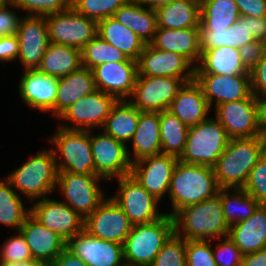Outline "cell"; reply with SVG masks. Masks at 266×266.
<instances>
[{
  "label": "cell",
  "mask_w": 266,
  "mask_h": 266,
  "mask_svg": "<svg viewBox=\"0 0 266 266\" xmlns=\"http://www.w3.org/2000/svg\"><path fill=\"white\" fill-rule=\"evenodd\" d=\"M174 233L185 240L212 241L228 236L230 226L216 196L178 210L173 216Z\"/></svg>",
  "instance_id": "1"
},
{
  "label": "cell",
  "mask_w": 266,
  "mask_h": 266,
  "mask_svg": "<svg viewBox=\"0 0 266 266\" xmlns=\"http://www.w3.org/2000/svg\"><path fill=\"white\" fill-rule=\"evenodd\" d=\"M220 187L214 169L207 165H197L177 161L168 191L173 216L178 210L197 204L218 194Z\"/></svg>",
  "instance_id": "2"
},
{
  "label": "cell",
  "mask_w": 266,
  "mask_h": 266,
  "mask_svg": "<svg viewBox=\"0 0 266 266\" xmlns=\"http://www.w3.org/2000/svg\"><path fill=\"white\" fill-rule=\"evenodd\" d=\"M265 152L262 136L232 138L213 166L220 188H243L249 173Z\"/></svg>",
  "instance_id": "3"
},
{
  "label": "cell",
  "mask_w": 266,
  "mask_h": 266,
  "mask_svg": "<svg viewBox=\"0 0 266 266\" xmlns=\"http://www.w3.org/2000/svg\"><path fill=\"white\" fill-rule=\"evenodd\" d=\"M173 233V217L167 213L154 222L133 225L123 244L125 265L150 266Z\"/></svg>",
  "instance_id": "4"
},
{
  "label": "cell",
  "mask_w": 266,
  "mask_h": 266,
  "mask_svg": "<svg viewBox=\"0 0 266 266\" xmlns=\"http://www.w3.org/2000/svg\"><path fill=\"white\" fill-rule=\"evenodd\" d=\"M56 157L53 149L43 150L13 171L6 179L30 200L46 197L57 187Z\"/></svg>",
  "instance_id": "5"
},
{
  "label": "cell",
  "mask_w": 266,
  "mask_h": 266,
  "mask_svg": "<svg viewBox=\"0 0 266 266\" xmlns=\"http://www.w3.org/2000/svg\"><path fill=\"white\" fill-rule=\"evenodd\" d=\"M229 140L220 122L216 118H207L189 127L185 148L178 160L213 167Z\"/></svg>",
  "instance_id": "6"
},
{
  "label": "cell",
  "mask_w": 266,
  "mask_h": 266,
  "mask_svg": "<svg viewBox=\"0 0 266 266\" xmlns=\"http://www.w3.org/2000/svg\"><path fill=\"white\" fill-rule=\"evenodd\" d=\"M49 139L56 149L53 152L58 172L96 175L94 174L90 130H69L58 127L56 134ZM57 154L61 155L63 163L57 162Z\"/></svg>",
  "instance_id": "7"
},
{
  "label": "cell",
  "mask_w": 266,
  "mask_h": 266,
  "mask_svg": "<svg viewBox=\"0 0 266 266\" xmlns=\"http://www.w3.org/2000/svg\"><path fill=\"white\" fill-rule=\"evenodd\" d=\"M215 109L216 119L230 139L263 135V104L253 94L247 99L220 104Z\"/></svg>",
  "instance_id": "8"
},
{
  "label": "cell",
  "mask_w": 266,
  "mask_h": 266,
  "mask_svg": "<svg viewBox=\"0 0 266 266\" xmlns=\"http://www.w3.org/2000/svg\"><path fill=\"white\" fill-rule=\"evenodd\" d=\"M50 43L82 50L97 35V22L79 14L72 6L45 16Z\"/></svg>",
  "instance_id": "9"
},
{
  "label": "cell",
  "mask_w": 266,
  "mask_h": 266,
  "mask_svg": "<svg viewBox=\"0 0 266 266\" xmlns=\"http://www.w3.org/2000/svg\"><path fill=\"white\" fill-rule=\"evenodd\" d=\"M98 175H79L71 172H58L57 187L60 189L66 203L83 219L91 215L105 200L104 193L97 184ZM66 201V202H65Z\"/></svg>",
  "instance_id": "10"
},
{
  "label": "cell",
  "mask_w": 266,
  "mask_h": 266,
  "mask_svg": "<svg viewBox=\"0 0 266 266\" xmlns=\"http://www.w3.org/2000/svg\"><path fill=\"white\" fill-rule=\"evenodd\" d=\"M185 83L176 77L137 76L128 101L141 112L168 110Z\"/></svg>",
  "instance_id": "11"
},
{
  "label": "cell",
  "mask_w": 266,
  "mask_h": 266,
  "mask_svg": "<svg viewBox=\"0 0 266 266\" xmlns=\"http://www.w3.org/2000/svg\"><path fill=\"white\" fill-rule=\"evenodd\" d=\"M119 191L110 197L125 213L133 225L146 224L162 218L166 213L157 210L159 202L130 174L117 178Z\"/></svg>",
  "instance_id": "12"
},
{
  "label": "cell",
  "mask_w": 266,
  "mask_h": 266,
  "mask_svg": "<svg viewBox=\"0 0 266 266\" xmlns=\"http://www.w3.org/2000/svg\"><path fill=\"white\" fill-rule=\"evenodd\" d=\"M90 143L94 160V174L109 181L130 175L131 157L127 146L106 134L93 135L90 130Z\"/></svg>",
  "instance_id": "13"
},
{
  "label": "cell",
  "mask_w": 266,
  "mask_h": 266,
  "mask_svg": "<svg viewBox=\"0 0 266 266\" xmlns=\"http://www.w3.org/2000/svg\"><path fill=\"white\" fill-rule=\"evenodd\" d=\"M117 102L114 96L100 90L86 95L70 105L58 118L74 123L73 126L62 125L60 128L69 130H91L94 127H103L106 118ZM76 124V125H75Z\"/></svg>",
  "instance_id": "14"
},
{
  "label": "cell",
  "mask_w": 266,
  "mask_h": 266,
  "mask_svg": "<svg viewBox=\"0 0 266 266\" xmlns=\"http://www.w3.org/2000/svg\"><path fill=\"white\" fill-rule=\"evenodd\" d=\"M133 224L124 211L111 199H106L84 219V230L98 239L124 244Z\"/></svg>",
  "instance_id": "15"
},
{
  "label": "cell",
  "mask_w": 266,
  "mask_h": 266,
  "mask_svg": "<svg viewBox=\"0 0 266 266\" xmlns=\"http://www.w3.org/2000/svg\"><path fill=\"white\" fill-rule=\"evenodd\" d=\"M30 214L50 231L68 242L84 230V219L66 203L44 197L36 200Z\"/></svg>",
  "instance_id": "16"
},
{
  "label": "cell",
  "mask_w": 266,
  "mask_h": 266,
  "mask_svg": "<svg viewBox=\"0 0 266 266\" xmlns=\"http://www.w3.org/2000/svg\"><path fill=\"white\" fill-rule=\"evenodd\" d=\"M138 76L176 77L194 80L195 67L182 55L146 44L137 61Z\"/></svg>",
  "instance_id": "17"
},
{
  "label": "cell",
  "mask_w": 266,
  "mask_h": 266,
  "mask_svg": "<svg viewBox=\"0 0 266 266\" xmlns=\"http://www.w3.org/2000/svg\"><path fill=\"white\" fill-rule=\"evenodd\" d=\"M18 58L27 69H37L50 43L45 16L26 15L21 18L16 34Z\"/></svg>",
  "instance_id": "18"
},
{
  "label": "cell",
  "mask_w": 266,
  "mask_h": 266,
  "mask_svg": "<svg viewBox=\"0 0 266 266\" xmlns=\"http://www.w3.org/2000/svg\"><path fill=\"white\" fill-rule=\"evenodd\" d=\"M177 161L178 158L163 153L148 156L132 163L130 174L160 201L169 191L172 172Z\"/></svg>",
  "instance_id": "19"
},
{
  "label": "cell",
  "mask_w": 266,
  "mask_h": 266,
  "mask_svg": "<svg viewBox=\"0 0 266 266\" xmlns=\"http://www.w3.org/2000/svg\"><path fill=\"white\" fill-rule=\"evenodd\" d=\"M66 247L88 266H126L122 244L98 239L85 230L73 236Z\"/></svg>",
  "instance_id": "20"
},
{
  "label": "cell",
  "mask_w": 266,
  "mask_h": 266,
  "mask_svg": "<svg viewBox=\"0 0 266 266\" xmlns=\"http://www.w3.org/2000/svg\"><path fill=\"white\" fill-rule=\"evenodd\" d=\"M195 81L202 88L210 108L247 99L252 95L250 75L195 74Z\"/></svg>",
  "instance_id": "21"
},
{
  "label": "cell",
  "mask_w": 266,
  "mask_h": 266,
  "mask_svg": "<svg viewBox=\"0 0 266 266\" xmlns=\"http://www.w3.org/2000/svg\"><path fill=\"white\" fill-rule=\"evenodd\" d=\"M95 86L117 100L130 99L138 76V63L127 59L125 62L104 63L93 70Z\"/></svg>",
  "instance_id": "22"
},
{
  "label": "cell",
  "mask_w": 266,
  "mask_h": 266,
  "mask_svg": "<svg viewBox=\"0 0 266 266\" xmlns=\"http://www.w3.org/2000/svg\"><path fill=\"white\" fill-rule=\"evenodd\" d=\"M58 77L45 74L38 69H27L19 83V93L30 107L43 112H52L55 117Z\"/></svg>",
  "instance_id": "23"
},
{
  "label": "cell",
  "mask_w": 266,
  "mask_h": 266,
  "mask_svg": "<svg viewBox=\"0 0 266 266\" xmlns=\"http://www.w3.org/2000/svg\"><path fill=\"white\" fill-rule=\"evenodd\" d=\"M19 232L30 248L34 261L51 263L66 248L67 242L29 214Z\"/></svg>",
  "instance_id": "24"
},
{
  "label": "cell",
  "mask_w": 266,
  "mask_h": 266,
  "mask_svg": "<svg viewBox=\"0 0 266 266\" xmlns=\"http://www.w3.org/2000/svg\"><path fill=\"white\" fill-rule=\"evenodd\" d=\"M210 109L202 88L194 79L184 84L171 102L168 111L184 125L192 127L206 120Z\"/></svg>",
  "instance_id": "25"
},
{
  "label": "cell",
  "mask_w": 266,
  "mask_h": 266,
  "mask_svg": "<svg viewBox=\"0 0 266 266\" xmlns=\"http://www.w3.org/2000/svg\"><path fill=\"white\" fill-rule=\"evenodd\" d=\"M151 44L160 50L184 56L196 66L201 58L199 28L168 29L157 27Z\"/></svg>",
  "instance_id": "26"
},
{
  "label": "cell",
  "mask_w": 266,
  "mask_h": 266,
  "mask_svg": "<svg viewBox=\"0 0 266 266\" xmlns=\"http://www.w3.org/2000/svg\"><path fill=\"white\" fill-rule=\"evenodd\" d=\"M228 237L243 255L266 247V205L260 204L247 219L229 228Z\"/></svg>",
  "instance_id": "27"
},
{
  "label": "cell",
  "mask_w": 266,
  "mask_h": 266,
  "mask_svg": "<svg viewBox=\"0 0 266 266\" xmlns=\"http://www.w3.org/2000/svg\"><path fill=\"white\" fill-rule=\"evenodd\" d=\"M96 89L93 71L81 67L75 72L58 78L55 117H59L67 108L93 93Z\"/></svg>",
  "instance_id": "28"
},
{
  "label": "cell",
  "mask_w": 266,
  "mask_h": 266,
  "mask_svg": "<svg viewBox=\"0 0 266 266\" xmlns=\"http://www.w3.org/2000/svg\"><path fill=\"white\" fill-rule=\"evenodd\" d=\"M195 74L250 75L239 49L222 46L205 51L195 66Z\"/></svg>",
  "instance_id": "29"
},
{
  "label": "cell",
  "mask_w": 266,
  "mask_h": 266,
  "mask_svg": "<svg viewBox=\"0 0 266 266\" xmlns=\"http://www.w3.org/2000/svg\"><path fill=\"white\" fill-rule=\"evenodd\" d=\"M134 163L161 153L160 112H141L136 131L131 138Z\"/></svg>",
  "instance_id": "30"
},
{
  "label": "cell",
  "mask_w": 266,
  "mask_h": 266,
  "mask_svg": "<svg viewBox=\"0 0 266 266\" xmlns=\"http://www.w3.org/2000/svg\"><path fill=\"white\" fill-rule=\"evenodd\" d=\"M97 35L127 58L138 61L146 43L113 16L97 22Z\"/></svg>",
  "instance_id": "31"
},
{
  "label": "cell",
  "mask_w": 266,
  "mask_h": 266,
  "mask_svg": "<svg viewBox=\"0 0 266 266\" xmlns=\"http://www.w3.org/2000/svg\"><path fill=\"white\" fill-rule=\"evenodd\" d=\"M155 12L157 27L185 29L200 26V0H174Z\"/></svg>",
  "instance_id": "32"
},
{
  "label": "cell",
  "mask_w": 266,
  "mask_h": 266,
  "mask_svg": "<svg viewBox=\"0 0 266 266\" xmlns=\"http://www.w3.org/2000/svg\"><path fill=\"white\" fill-rule=\"evenodd\" d=\"M113 17L146 44L154 40L157 29L155 10L145 8L135 0H129L114 13Z\"/></svg>",
  "instance_id": "33"
},
{
  "label": "cell",
  "mask_w": 266,
  "mask_h": 266,
  "mask_svg": "<svg viewBox=\"0 0 266 266\" xmlns=\"http://www.w3.org/2000/svg\"><path fill=\"white\" fill-rule=\"evenodd\" d=\"M81 67V50L63 44L49 43L37 69L59 78L75 72Z\"/></svg>",
  "instance_id": "34"
},
{
  "label": "cell",
  "mask_w": 266,
  "mask_h": 266,
  "mask_svg": "<svg viewBox=\"0 0 266 266\" xmlns=\"http://www.w3.org/2000/svg\"><path fill=\"white\" fill-rule=\"evenodd\" d=\"M141 111L127 99L117 100L106 118L103 130L106 134L124 143L131 141L140 117Z\"/></svg>",
  "instance_id": "35"
},
{
  "label": "cell",
  "mask_w": 266,
  "mask_h": 266,
  "mask_svg": "<svg viewBox=\"0 0 266 266\" xmlns=\"http://www.w3.org/2000/svg\"><path fill=\"white\" fill-rule=\"evenodd\" d=\"M241 17L234 0H200L199 29H228Z\"/></svg>",
  "instance_id": "36"
},
{
  "label": "cell",
  "mask_w": 266,
  "mask_h": 266,
  "mask_svg": "<svg viewBox=\"0 0 266 266\" xmlns=\"http://www.w3.org/2000/svg\"><path fill=\"white\" fill-rule=\"evenodd\" d=\"M220 188L218 194L221 197L223 215L229 226L247 220L260 205L243 188Z\"/></svg>",
  "instance_id": "37"
},
{
  "label": "cell",
  "mask_w": 266,
  "mask_h": 266,
  "mask_svg": "<svg viewBox=\"0 0 266 266\" xmlns=\"http://www.w3.org/2000/svg\"><path fill=\"white\" fill-rule=\"evenodd\" d=\"M188 129L189 127L184 125V123L170 111H161V153L171 155L179 159L185 148Z\"/></svg>",
  "instance_id": "38"
},
{
  "label": "cell",
  "mask_w": 266,
  "mask_h": 266,
  "mask_svg": "<svg viewBox=\"0 0 266 266\" xmlns=\"http://www.w3.org/2000/svg\"><path fill=\"white\" fill-rule=\"evenodd\" d=\"M24 208L22 199L10 182L7 179L0 181V223L16 228L18 232L30 214V208Z\"/></svg>",
  "instance_id": "39"
},
{
  "label": "cell",
  "mask_w": 266,
  "mask_h": 266,
  "mask_svg": "<svg viewBox=\"0 0 266 266\" xmlns=\"http://www.w3.org/2000/svg\"><path fill=\"white\" fill-rule=\"evenodd\" d=\"M82 67L93 70L104 63L125 62L128 58L117 48L96 35L81 50Z\"/></svg>",
  "instance_id": "40"
},
{
  "label": "cell",
  "mask_w": 266,
  "mask_h": 266,
  "mask_svg": "<svg viewBox=\"0 0 266 266\" xmlns=\"http://www.w3.org/2000/svg\"><path fill=\"white\" fill-rule=\"evenodd\" d=\"M129 0H71V6L96 22L111 17Z\"/></svg>",
  "instance_id": "41"
},
{
  "label": "cell",
  "mask_w": 266,
  "mask_h": 266,
  "mask_svg": "<svg viewBox=\"0 0 266 266\" xmlns=\"http://www.w3.org/2000/svg\"><path fill=\"white\" fill-rule=\"evenodd\" d=\"M150 266H186V240L173 233Z\"/></svg>",
  "instance_id": "42"
},
{
  "label": "cell",
  "mask_w": 266,
  "mask_h": 266,
  "mask_svg": "<svg viewBox=\"0 0 266 266\" xmlns=\"http://www.w3.org/2000/svg\"><path fill=\"white\" fill-rule=\"evenodd\" d=\"M9 6L25 10L29 15L46 16L71 7V0H10Z\"/></svg>",
  "instance_id": "43"
},
{
  "label": "cell",
  "mask_w": 266,
  "mask_h": 266,
  "mask_svg": "<svg viewBox=\"0 0 266 266\" xmlns=\"http://www.w3.org/2000/svg\"><path fill=\"white\" fill-rule=\"evenodd\" d=\"M243 189L259 204L266 205V152L250 171Z\"/></svg>",
  "instance_id": "44"
},
{
  "label": "cell",
  "mask_w": 266,
  "mask_h": 266,
  "mask_svg": "<svg viewBox=\"0 0 266 266\" xmlns=\"http://www.w3.org/2000/svg\"><path fill=\"white\" fill-rule=\"evenodd\" d=\"M33 257L30 248L27 245L23 235L18 231V235L10 237L6 240L0 250V262H23L32 261Z\"/></svg>",
  "instance_id": "45"
},
{
  "label": "cell",
  "mask_w": 266,
  "mask_h": 266,
  "mask_svg": "<svg viewBox=\"0 0 266 266\" xmlns=\"http://www.w3.org/2000/svg\"><path fill=\"white\" fill-rule=\"evenodd\" d=\"M211 241L186 240V266H217Z\"/></svg>",
  "instance_id": "46"
},
{
  "label": "cell",
  "mask_w": 266,
  "mask_h": 266,
  "mask_svg": "<svg viewBox=\"0 0 266 266\" xmlns=\"http://www.w3.org/2000/svg\"><path fill=\"white\" fill-rule=\"evenodd\" d=\"M256 39L250 33L249 16H241L232 26L226 29L225 46L240 49Z\"/></svg>",
  "instance_id": "47"
},
{
  "label": "cell",
  "mask_w": 266,
  "mask_h": 266,
  "mask_svg": "<svg viewBox=\"0 0 266 266\" xmlns=\"http://www.w3.org/2000/svg\"><path fill=\"white\" fill-rule=\"evenodd\" d=\"M213 254L217 266H241L243 261L241 250L228 236L222 238V242L214 247Z\"/></svg>",
  "instance_id": "48"
},
{
  "label": "cell",
  "mask_w": 266,
  "mask_h": 266,
  "mask_svg": "<svg viewBox=\"0 0 266 266\" xmlns=\"http://www.w3.org/2000/svg\"><path fill=\"white\" fill-rule=\"evenodd\" d=\"M252 94L263 104L266 101V52L250 71Z\"/></svg>",
  "instance_id": "49"
},
{
  "label": "cell",
  "mask_w": 266,
  "mask_h": 266,
  "mask_svg": "<svg viewBox=\"0 0 266 266\" xmlns=\"http://www.w3.org/2000/svg\"><path fill=\"white\" fill-rule=\"evenodd\" d=\"M266 52V43L255 40L245 44L239 49L241 60L244 66L251 71L262 59Z\"/></svg>",
  "instance_id": "50"
},
{
  "label": "cell",
  "mask_w": 266,
  "mask_h": 266,
  "mask_svg": "<svg viewBox=\"0 0 266 266\" xmlns=\"http://www.w3.org/2000/svg\"><path fill=\"white\" fill-rule=\"evenodd\" d=\"M9 2L0 5V37L16 35L21 18L8 8Z\"/></svg>",
  "instance_id": "51"
},
{
  "label": "cell",
  "mask_w": 266,
  "mask_h": 266,
  "mask_svg": "<svg viewBox=\"0 0 266 266\" xmlns=\"http://www.w3.org/2000/svg\"><path fill=\"white\" fill-rule=\"evenodd\" d=\"M201 55L210 49L225 46L226 30L199 29Z\"/></svg>",
  "instance_id": "52"
},
{
  "label": "cell",
  "mask_w": 266,
  "mask_h": 266,
  "mask_svg": "<svg viewBox=\"0 0 266 266\" xmlns=\"http://www.w3.org/2000/svg\"><path fill=\"white\" fill-rule=\"evenodd\" d=\"M241 16H266V0H234Z\"/></svg>",
  "instance_id": "53"
},
{
  "label": "cell",
  "mask_w": 266,
  "mask_h": 266,
  "mask_svg": "<svg viewBox=\"0 0 266 266\" xmlns=\"http://www.w3.org/2000/svg\"><path fill=\"white\" fill-rule=\"evenodd\" d=\"M19 41L16 35L0 37V61H12L18 58Z\"/></svg>",
  "instance_id": "54"
},
{
  "label": "cell",
  "mask_w": 266,
  "mask_h": 266,
  "mask_svg": "<svg viewBox=\"0 0 266 266\" xmlns=\"http://www.w3.org/2000/svg\"><path fill=\"white\" fill-rule=\"evenodd\" d=\"M53 266H88L81 258L76 256L67 247L58 255Z\"/></svg>",
  "instance_id": "55"
},
{
  "label": "cell",
  "mask_w": 266,
  "mask_h": 266,
  "mask_svg": "<svg viewBox=\"0 0 266 266\" xmlns=\"http://www.w3.org/2000/svg\"><path fill=\"white\" fill-rule=\"evenodd\" d=\"M250 33L256 40L266 43V16L249 17Z\"/></svg>",
  "instance_id": "56"
},
{
  "label": "cell",
  "mask_w": 266,
  "mask_h": 266,
  "mask_svg": "<svg viewBox=\"0 0 266 266\" xmlns=\"http://www.w3.org/2000/svg\"><path fill=\"white\" fill-rule=\"evenodd\" d=\"M241 266H266V247L259 251L243 255Z\"/></svg>",
  "instance_id": "57"
},
{
  "label": "cell",
  "mask_w": 266,
  "mask_h": 266,
  "mask_svg": "<svg viewBox=\"0 0 266 266\" xmlns=\"http://www.w3.org/2000/svg\"><path fill=\"white\" fill-rule=\"evenodd\" d=\"M135 1L142 6L147 5L148 6L147 8L156 10L161 6L170 4L174 0H135Z\"/></svg>",
  "instance_id": "58"
},
{
  "label": "cell",
  "mask_w": 266,
  "mask_h": 266,
  "mask_svg": "<svg viewBox=\"0 0 266 266\" xmlns=\"http://www.w3.org/2000/svg\"><path fill=\"white\" fill-rule=\"evenodd\" d=\"M0 266H53L51 263L39 262V261H23V262H11V263H1Z\"/></svg>",
  "instance_id": "59"
},
{
  "label": "cell",
  "mask_w": 266,
  "mask_h": 266,
  "mask_svg": "<svg viewBox=\"0 0 266 266\" xmlns=\"http://www.w3.org/2000/svg\"><path fill=\"white\" fill-rule=\"evenodd\" d=\"M263 128H266V101L263 103Z\"/></svg>",
  "instance_id": "60"
},
{
  "label": "cell",
  "mask_w": 266,
  "mask_h": 266,
  "mask_svg": "<svg viewBox=\"0 0 266 266\" xmlns=\"http://www.w3.org/2000/svg\"><path fill=\"white\" fill-rule=\"evenodd\" d=\"M263 138H264L265 152H266V128H263Z\"/></svg>",
  "instance_id": "61"
},
{
  "label": "cell",
  "mask_w": 266,
  "mask_h": 266,
  "mask_svg": "<svg viewBox=\"0 0 266 266\" xmlns=\"http://www.w3.org/2000/svg\"><path fill=\"white\" fill-rule=\"evenodd\" d=\"M8 2H10V0H0V5L6 4Z\"/></svg>",
  "instance_id": "62"
}]
</instances>
